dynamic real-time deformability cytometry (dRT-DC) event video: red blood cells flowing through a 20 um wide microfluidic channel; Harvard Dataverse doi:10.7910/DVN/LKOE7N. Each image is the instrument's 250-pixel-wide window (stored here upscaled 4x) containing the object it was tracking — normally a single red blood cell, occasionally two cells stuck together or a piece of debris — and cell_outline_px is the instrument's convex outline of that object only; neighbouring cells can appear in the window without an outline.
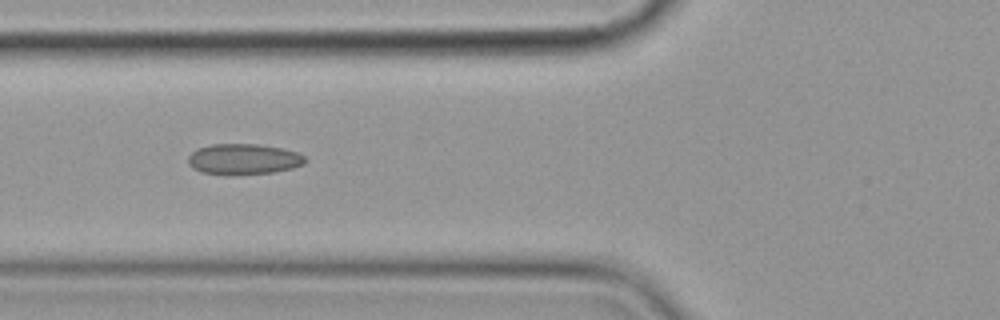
{"species": "common noctule bat (a hibernating species)", "species_latin": "Nyctalus noctula", "temperature_condition": "cold", "stored_images_in_passage": 7, "camera_frame_rate_fps": 3000, "um_per_image_px": 0.085, "animal": {"sex": "female", "body_mass_g": 19.9}, "frame": {"image": 1, "passage_image": 7, "time_ms": 7.333, "image_size_px": [1000, 320], "cell_outline_px": [[308, 160], [304, 164], [292, 168], [272, 172], [228, 176], [200, 172], [192, 168], [188, 164], [188, 156], [196, 148], [212, 144], [260, 144], [284, 148], [296, 152], [304, 156]], "centroid_in_image_um": [20.68, 13.53], "position_along_channel_um": 105.1, "area_um2": 21.39}}